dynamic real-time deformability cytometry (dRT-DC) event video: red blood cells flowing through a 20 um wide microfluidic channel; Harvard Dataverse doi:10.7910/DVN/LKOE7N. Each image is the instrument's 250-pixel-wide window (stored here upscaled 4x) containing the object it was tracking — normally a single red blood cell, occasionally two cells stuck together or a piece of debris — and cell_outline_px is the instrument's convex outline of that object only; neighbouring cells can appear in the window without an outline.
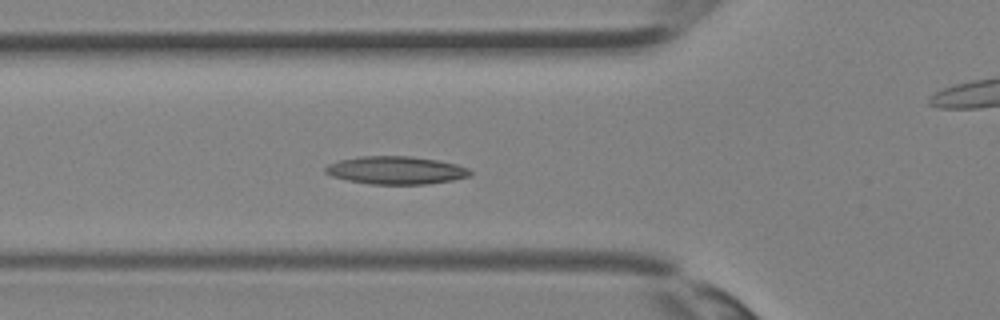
{"species": "Egyptian fruit bat (a non-hibernating species)", "species_latin": "Rousettus aegyptiacus", "temperature_condition": "room temperature", "stored_images_in_passage": 31, "camera_frame_rate_fps": 3000, "um_per_image_px": 0.085, "animal": {"sex": "female"}, "frame": {"image": 1, "passage_image": 7, "time_ms": 2.0, "image_size_px": [1000, 320], "cell_outline_px": [[472, 172], [468, 176], [452, 180], [424, 184], [368, 184], [348, 180], [332, 176], [324, 172], [324, 168], [328, 164], [336, 160], [360, 156], [412, 156], [436, 160], [456, 164], [468, 168]], "centroid_in_image_um": [33.6, 14.46], "position_along_channel_um": 92.2, "area_um2": 23.52}}
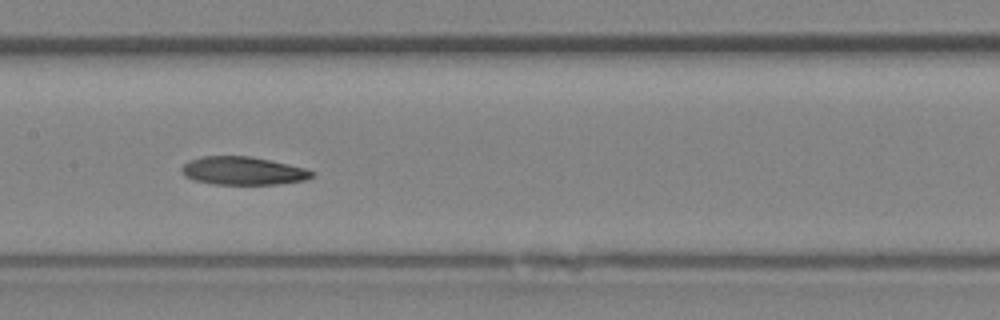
{"frame": {"image": 2, "passage_image": 12, "time_ms": 3.667, "image_size_px": [1000, 320], "cell_outline_px": [[316, 172], [312, 176], [304, 180], [276, 184], [212, 184], [192, 180], [184, 176], [180, 172], [180, 168], [188, 160], [204, 156], [248, 156], [288, 164], [304, 168]], "centroid_in_image_um": [20.58, 14.52], "position_along_channel_um": 186.8, "area_um2": 21.33}}
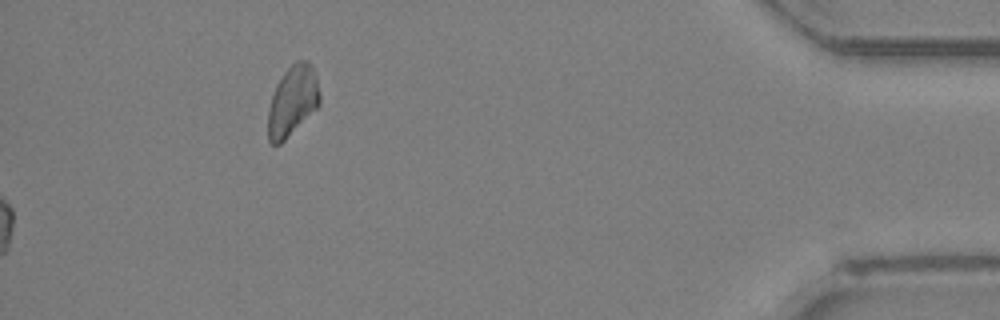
{"frame": {"image": 3, "passage_image": 31, "time_ms": 10.0, "image_size_px": [1000, 320], "cell_outline_px": [[320, 104], [280, 144], [272, 144], [268, 140], [268, 108], [276, 84], [284, 72], [296, 60], [308, 60], [316, 76], [320, 92]], "centroid_in_image_um": [24.86, 8.56], "position_along_channel_um": 410.3, "area_um2": 20.92}}